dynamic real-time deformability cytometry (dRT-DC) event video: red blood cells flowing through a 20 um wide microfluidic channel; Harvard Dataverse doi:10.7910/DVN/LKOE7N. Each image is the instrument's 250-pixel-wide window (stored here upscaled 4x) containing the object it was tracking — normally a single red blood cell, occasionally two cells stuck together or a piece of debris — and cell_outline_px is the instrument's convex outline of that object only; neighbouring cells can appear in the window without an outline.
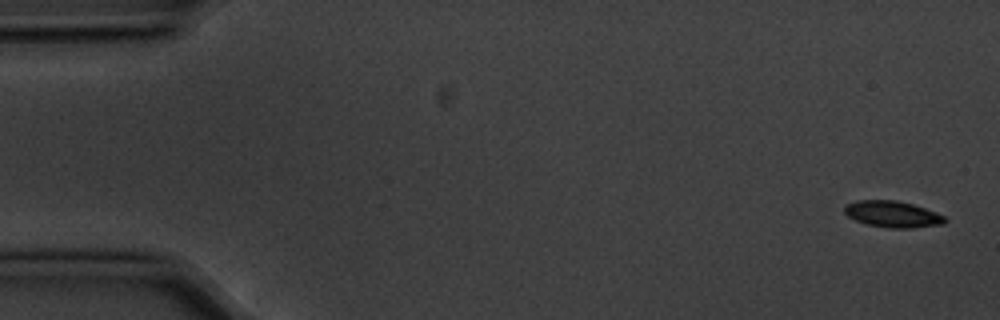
{"species": "common noctule bat (a hibernating species)", "species_latin": "Nyctalus noctula", "temperature_condition": "cold", "stored_images_in_passage": 5, "camera_frame_rate_fps": 3000, "um_per_image_px": 0.085, "animal": {"sex": "male", "body_mass_g": 20.1, "forearm_length_mm": 53.5}, "frame": {"image": 1, "passage_image": 1, "time_ms": 0.0, "image_size_px": [1000, 320], "cell_outline_px": [[948, 220], [944, 224], [912, 228], [888, 228], [868, 224], [856, 220], [848, 216], [844, 212], [844, 208], [848, 204], [856, 200], [896, 200], [912, 204], [936, 212], [944, 216]], "centroid_in_image_um": [75.9, 18.21], "position_along_channel_um": 9.1, "area_um2": 15.37}}
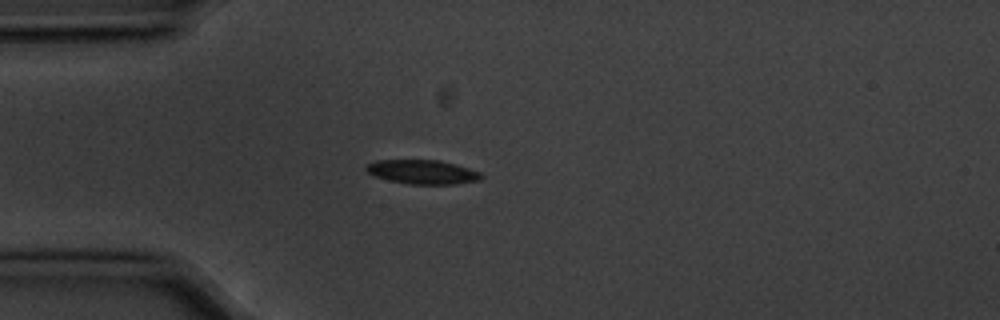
{"frame": {"image": 2, "passage_image": 4, "time_ms": 1.0, "image_size_px": [1000, 320], "cell_outline_px": [[484, 176], [480, 180], [456, 184], [408, 184], [388, 180], [376, 176], [368, 172], [364, 168], [368, 164], [376, 160], [440, 160], [456, 164], [480, 172]], "centroid_in_image_um": [35.94, 14.61], "position_along_channel_um": 49.1, "area_um2": 16.18}}